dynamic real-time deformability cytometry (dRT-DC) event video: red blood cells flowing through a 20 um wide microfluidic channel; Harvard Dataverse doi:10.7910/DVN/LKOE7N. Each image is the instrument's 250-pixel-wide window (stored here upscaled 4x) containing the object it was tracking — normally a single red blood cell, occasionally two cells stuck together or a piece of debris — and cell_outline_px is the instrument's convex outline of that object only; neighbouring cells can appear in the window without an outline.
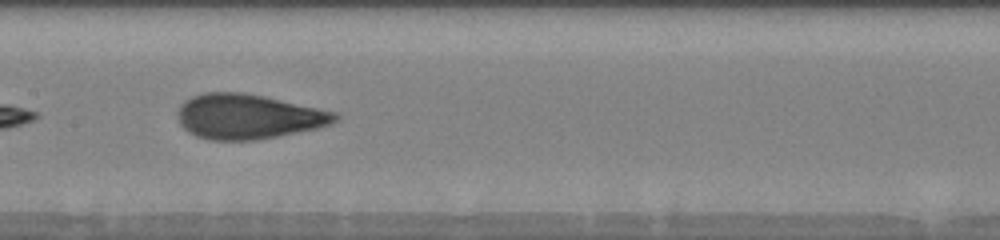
{"species": "human", "species_latin": "Homo sapiens", "temperature_condition": "warm", "stored_images_in_passage": 24, "camera_frame_rate_fps": 3000, "um_per_image_px": 0.085, "donor": {"sex": "male"}, "frame": {"image": 1, "passage_image": 18, "time_ms": 9.0, "image_size_px": [1000, 240], "cell_outline_px": [[340, 116], [332, 124], [316, 128], [256, 140], [212, 140], [196, 136], [184, 128], [180, 124], [176, 112], [180, 104], [184, 100], [192, 96], [204, 92], [244, 92], [264, 96], [336, 112]], "centroid_in_image_um": [21.06, 9.89], "position_along_channel_um": 186.3, "area_um2": 41.1}}
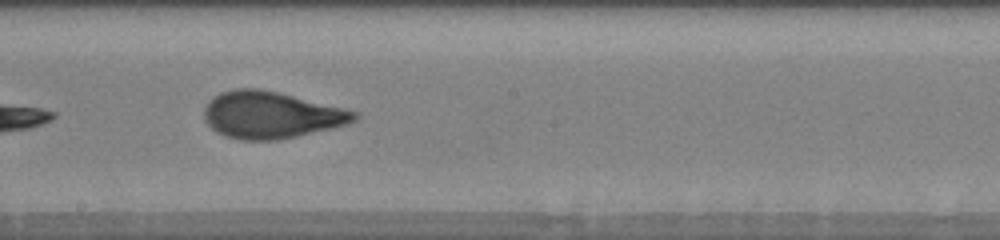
{"frame": {"image": 2, "passage_image": 20, "time_ms": 10.0, "image_size_px": [1000, 240], "cell_outline_px": [[360, 116], [356, 120], [348, 124], [332, 128], [280, 140], [240, 140], [216, 132], [204, 120], [204, 108], [208, 100], [212, 96], [220, 92], [236, 88], [256, 88], [280, 92], [360, 112]], "centroid_in_image_um": [23.05, 9.76], "position_along_channel_um": 225.2, "area_um2": 41.38}}
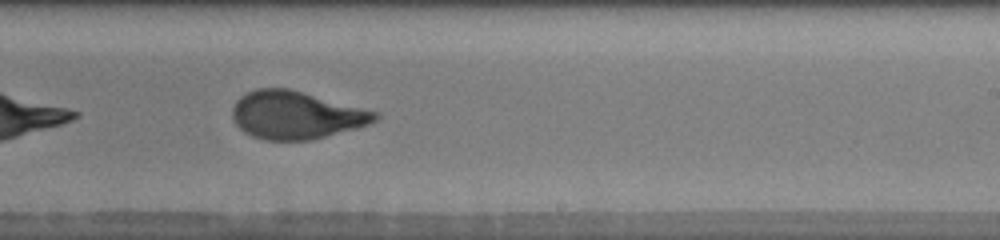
{"frame": {"image": 3, "passage_image": 22, "time_ms": 11.0, "image_size_px": [1000, 240], "cell_outline_px": [[380, 116], [376, 120], [368, 124], [356, 128], [312, 140], [264, 140], [252, 136], [244, 132], [236, 124], [232, 116], [232, 108], [236, 100], [240, 96], [256, 88], [288, 88], [380, 112]], "centroid_in_image_um": [25.16, 9.78], "position_along_channel_um": 263.8, "area_um2": 39.82}}